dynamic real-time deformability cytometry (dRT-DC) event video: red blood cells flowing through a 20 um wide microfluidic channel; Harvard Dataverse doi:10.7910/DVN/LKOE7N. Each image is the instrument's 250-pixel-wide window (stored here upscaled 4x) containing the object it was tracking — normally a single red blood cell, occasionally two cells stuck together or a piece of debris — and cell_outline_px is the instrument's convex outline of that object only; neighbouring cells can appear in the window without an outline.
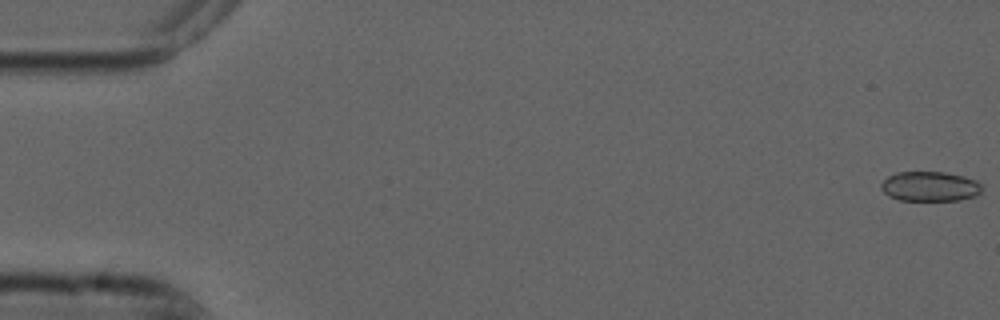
{"species": "common noctule bat (a hibernating species)", "species_latin": "Nyctalus noctula", "temperature_condition": "cold", "stored_images_in_passage": 16, "camera_frame_rate_fps": 3000, "um_per_image_px": 0.085, "animal": {"sex": "male", "forearm_length_mm": 52.5}, "frame": {"image": 1, "passage_image": 1, "time_ms": 0.0, "image_size_px": [1000, 320], "cell_outline_px": [[984, 188], [976, 196], [960, 200], [900, 200], [888, 196], [880, 188], [880, 184], [888, 176], [896, 172], [944, 172], [964, 176], [976, 180]], "centroid_in_image_um": [79.05, 15.84], "position_along_channel_um": 6.0, "area_um2": 17.63}}
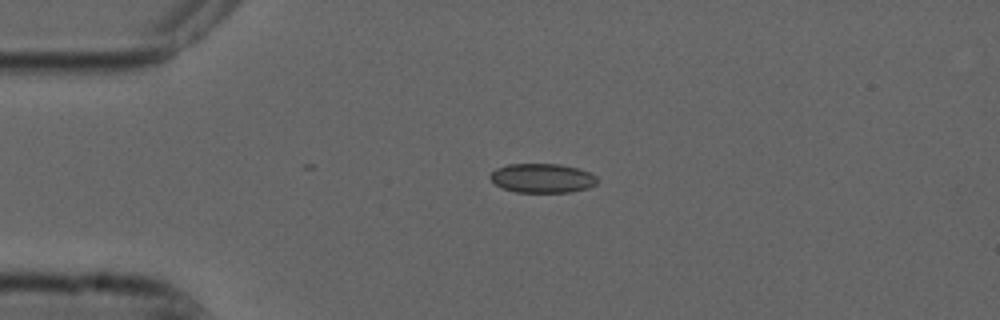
{"frame": {"image": 2, "passage_image": 13, "time_ms": 4.0, "image_size_px": [1000, 320], "cell_outline_px": [[596, 184], [588, 188], [572, 192], [516, 192], [504, 188], [496, 184], [488, 176], [496, 168], [508, 164], [560, 164], [580, 168], [596, 176]], "centroid_in_image_um": [46.1, 15.14], "position_along_channel_um": 38.9, "area_um2": 18.21}}